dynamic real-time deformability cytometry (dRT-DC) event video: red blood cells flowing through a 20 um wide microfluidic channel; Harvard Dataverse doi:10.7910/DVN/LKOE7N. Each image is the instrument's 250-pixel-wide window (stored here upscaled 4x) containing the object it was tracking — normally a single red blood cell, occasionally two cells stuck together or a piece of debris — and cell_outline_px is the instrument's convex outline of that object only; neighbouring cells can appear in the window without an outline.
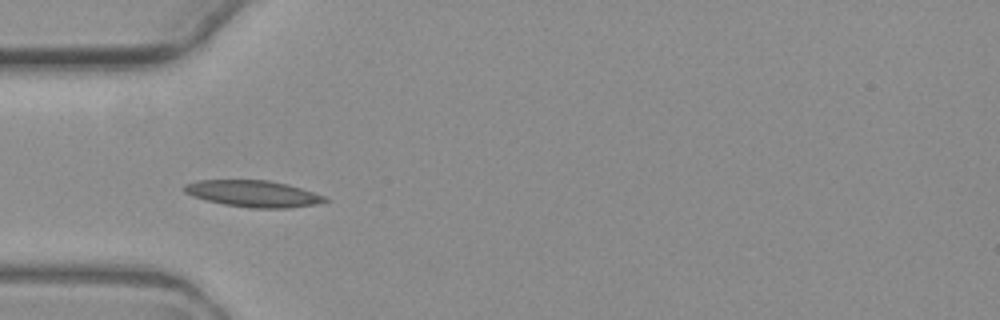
{"species": "common noctule bat (a hibernating species)", "species_latin": "Nyctalus noctula", "temperature_condition": "warm", "stored_images_in_passage": 8, "camera_frame_rate_fps": 3000, "um_per_image_px": 0.085, "animal": {"sex": "female", "body_mass_g": 19.3, "forearm_length_mm": 54.1}, "frame": {"image": 1, "passage_image": 3, "time_ms": 2.333, "image_size_px": [1000, 320], "cell_outline_px": [[328, 200], [316, 204], [288, 208], [252, 208], [224, 204], [204, 200], [192, 196], [184, 192], [184, 184], [196, 180], [268, 180], [300, 188], [324, 196]], "centroid_in_image_um": [21.45, 16.46], "position_along_channel_um": 63.5, "area_um2": 21.56}}
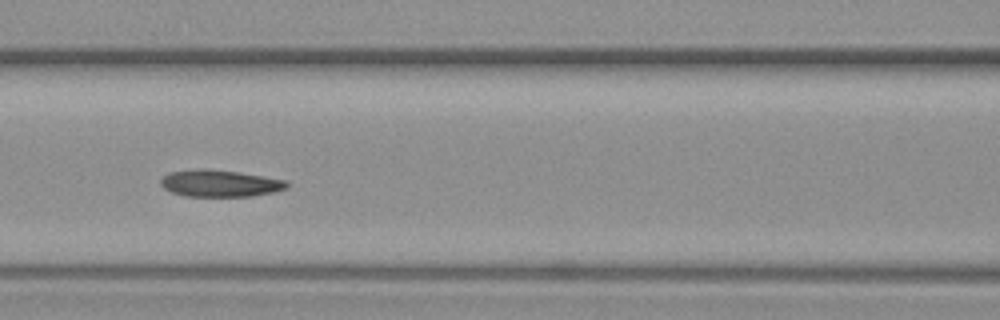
{"frame": {"image": 2, "passage_image": 5, "time_ms": 4.667, "image_size_px": [1000, 320], "cell_outline_px": [[288, 188], [272, 192], [252, 196], [184, 196], [172, 192], [164, 188], [160, 184], [160, 180], [168, 172], [204, 168], [208, 168], [264, 176], [288, 180]], "centroid_in_image_um": [18.69, 15.58], "position_along_channel_um": 147.9, "area_um2": 19.77}}
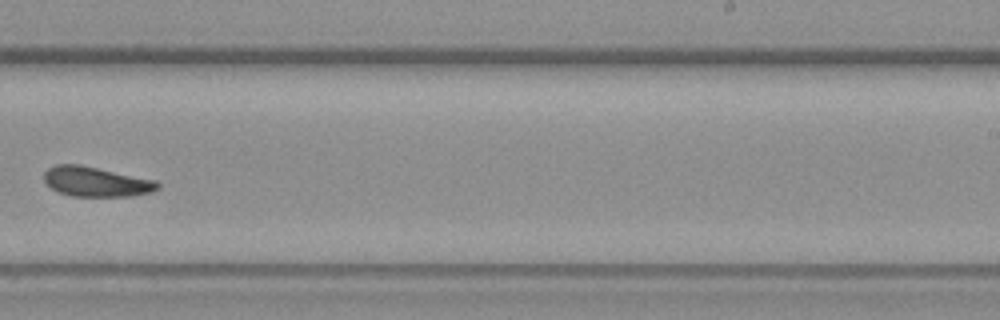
{"frame": {"image": 3, "passage_image": 8, "time_ms": 8.333, "image_size_px": [1000, 320], "cell_outline_px": [[160, 188], [152, 192], [132, 196], [72, 196], [56, 192], [44, 180], [44, 172], [48, 168], [56, 164], [80, 164], [156, 180], [160, 184]], "centroid_in_image_um": [8.18, 15.44], "position_along_channel_um": 280.8, "area_um2": 19.88}}